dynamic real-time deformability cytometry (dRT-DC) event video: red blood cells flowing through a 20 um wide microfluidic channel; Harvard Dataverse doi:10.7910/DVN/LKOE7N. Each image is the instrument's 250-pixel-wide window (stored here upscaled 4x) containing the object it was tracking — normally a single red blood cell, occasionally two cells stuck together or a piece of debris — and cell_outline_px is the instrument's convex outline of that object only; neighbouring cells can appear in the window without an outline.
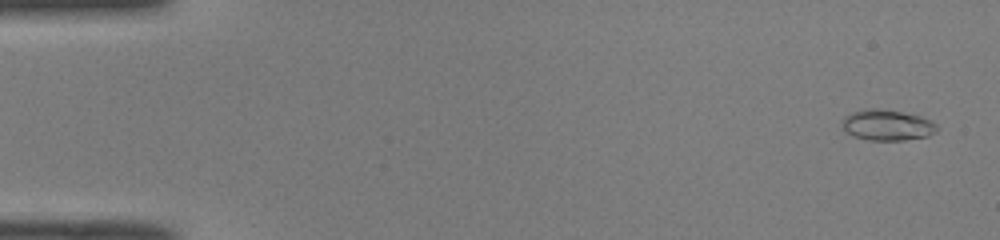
{"species": "common noctule bat (a hibernating species)", "species_latin": "Nyctalus noctula", "temperature_condition": "room temperature", "stored_images_in_passage": 49, "camera_frame_rate_fps": 3000, "um_per_image_px": 0.085, "animal": {"sex": "male", "body_mass_g": 19.0, "forearm_length_mm": 50.8}, "frame": {"image": 1, "passage_image": 1, "time_ms": 0.0, "image_size_px": [1000, 240], "cell_outline_px": [[940, 128], [936, 132], [928, 136], [904, 140], [872, 140], [856, 136], [848, 132], [844, 128], [844, 116], [852, 112], [872, 108], [876, 108], [900, 112], [920, 116], [932, 120]], "centroid_in_image_um": [75.49, 10.63], "position_along_channel_um": 9.5, "area_um2": 16.7}}
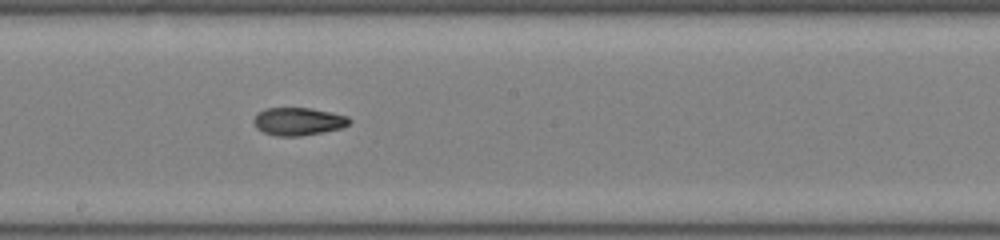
{"frame": {"image": 2, "passage_image": 27, "time_ms": 8.667, "image_size_px": [1000, 240], "cell_outline_px": [[352, 120], [348, 124], [340, 128], [300, 136], [276, 136], [264, 132], [256, 128], [252, 120], [260, 112], [268, 108], [312, 108], [348, 116]], "centroid_in_image_um": [25.35, 10.32], "position_along_channel_um": 222.9, "area_um2": 15.32}}
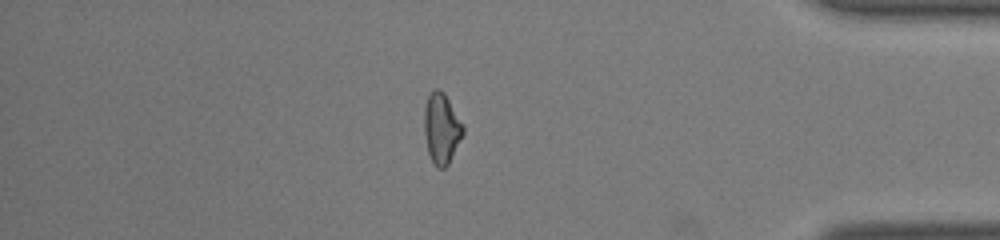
{"frame": {"image": 3, "passage_image": 42, "time_ms": 13.667, "image_size_px": [1000, 240], "cell_outline_px": [[464, 132], [448, 164], [444, 168], [436, 168], [428, 152], [424, 132], [424, 108], [428, 96], [436, 88], [440, 88], [444, 92], [464, 124]], "centroid_in_image_um": [37.53, 10.89], "position_along_channel_um": 397.7, "area_um2": 15.95}, "authors_computed_cell_mechanics": {"area_um2": 15.7216, "velocity_mm_per_s": 4.1147, "shape_relaxation_time_tau1_ms": null, "shape_relaxation_time_tau2_ms": 2.7817, "deformation_change_tau1": null, "deformation_change_tau2": 0.0859}}